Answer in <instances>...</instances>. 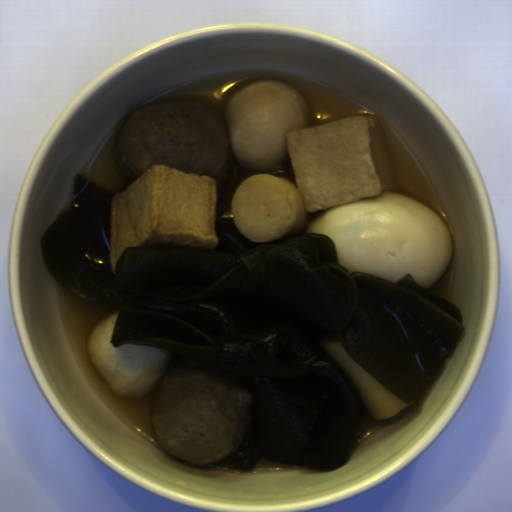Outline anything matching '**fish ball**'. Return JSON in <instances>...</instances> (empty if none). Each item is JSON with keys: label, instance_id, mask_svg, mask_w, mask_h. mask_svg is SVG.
<instances>
[{"label": "fish ball", "instance_id": "53f4d19a", "mask_svg": "<svg viewBox=\"0 0 512 512\" xmlns=\"http://www.w3.org/2000/svg\"><path fill=\"white\" fill-rule=\"evenodd\" d=\"M114 132L101 147L84 177L112 192L109 261L126 247L183 244L212 250L219 244L215 231V178L176 170L164 164L148 168L127 181L115 159Z\"/></svg>", "mask_w": 512, "mask_h": 512}, {"label": "fish ball", "instance_id": "29854b86", "mask_svg": "<svg viewBox=\"0 0 512 512\" xmlns=\"http://www.w3.org/2000/svg\"><path fill=\"white\" fill-rule=\"evenodd\" d=\"M221 117L246 176L290 162L307 214L382 191L401 194L377 115H350L309 126L310 110L299 90L270 78L236 89Z\"/></svg>", "mask_w": 512, "mask_h": 512}, {"label": "fish ball", "instance_id": "745d8928", "mask_svg": "<svg viewBox=\"0 0 512 512\" xmlns=\"http://www.w3.org/2000/svg\"><path fill=\"white\" fill-rule=\"evenodd\" d=\"M119 311L92 323L85 339L87 357L108 388L124 398H141L155 391L168 368L172 353L134 342L110 344Z\"/></svg>", "mask_w": 512, "mask_h": 512}]
</instances>
